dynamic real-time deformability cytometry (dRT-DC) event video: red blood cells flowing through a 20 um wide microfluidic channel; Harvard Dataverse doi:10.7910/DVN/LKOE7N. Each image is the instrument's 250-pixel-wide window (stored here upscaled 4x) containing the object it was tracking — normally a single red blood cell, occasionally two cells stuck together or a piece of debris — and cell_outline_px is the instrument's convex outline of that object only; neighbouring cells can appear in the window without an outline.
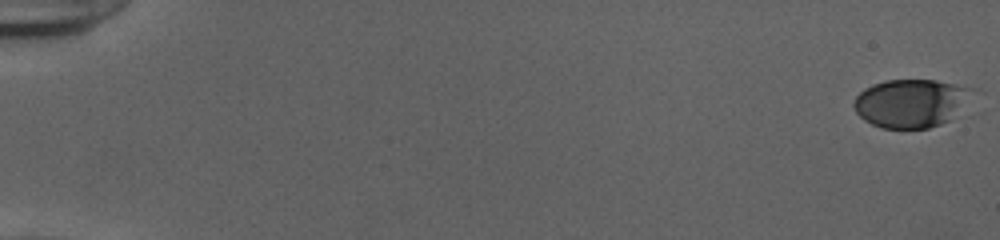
{"species": "human", "species_latin": "Homo sapiens", "temperature_condition": "cold", "stored_images_in_passage": 54, "camera_frame_rate_fps": 3000, "um_per_image_px": 0.085, "donor": {"sex": "female"}, "frame": {"image": 1, "passage_image": 1, "time_ms": 0.0, "image_size_px": [1000, 240], "cell_outline_px": [[984, 92], [948, 120], [940, 124], [928, 128], [880, 128], [864, 120], [856, 112], [852, 104], [856, 96], [864, 88], [872, 84], [884, 80], [936, 80], [980, 88]], "centroid_in_image_um": [77.57, 8.73], "position_along_channel_um": 7.4, "area_um2": 34.45}}
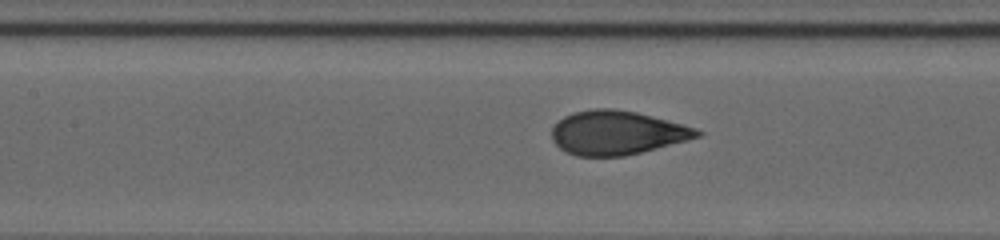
{"frame": {"image": 2, "passage_image": 27, "time_ms": 8.667, "image_size_px": [1000, 240], "cell_outline_px": [[704, 136], [624, 156], [576, 156], [564, 152], [552, 140], [552, 128], [564, 116], [572, 112], [592, 108], [612, 108], [636, 112], [652, 116], [696, 128], [704, 132]], "centroid_in_image_um": [52.44, 11.28], "position_along_channel_um": 155.0, "area_um2": 37.28}}
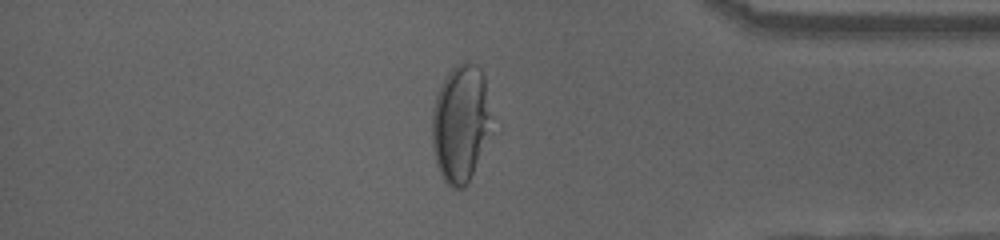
{"frame": {"image": 3, "passage_image": 47, "time_ms": 15.333, "image_size_px": [1000, 240], "cell_outline_px": [[488, 116], [484, 132], [476, 160], [468, 184], [464, 188], [452, 188], [444, 180], [436, 164], [432, 148], [432, 108], [436, 96], [448, 72], [456, 64], [464, 60], [476, 64], [480, 68], [484, 76]], "centroid_in_image_um": [39.04, 10.44], "position_along_channel_um": 396.2, "area_um2": 38.84}, "authors_computed_cell_mechanics": {"area_um2": 37.1654, "velocity_mm_per_s": 3.8928, "shape_relaxation_time_tau1_ms": 5.6102, "shape_relaxation_time_tau2_ms": null, "deformation_change_tau1": 0.1973, "deformation_change_tau2": null}}